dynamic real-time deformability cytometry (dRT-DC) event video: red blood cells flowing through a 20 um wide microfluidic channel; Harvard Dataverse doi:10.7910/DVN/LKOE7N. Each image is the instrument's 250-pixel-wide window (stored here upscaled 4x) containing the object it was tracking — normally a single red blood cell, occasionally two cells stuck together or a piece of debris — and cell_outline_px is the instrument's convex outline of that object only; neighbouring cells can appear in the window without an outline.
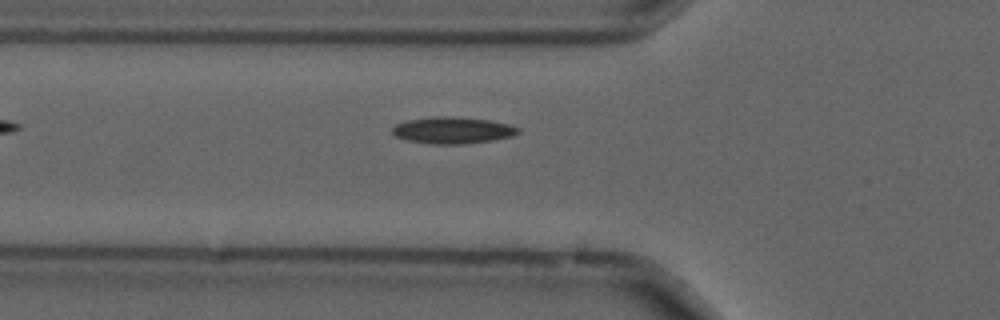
{"species": "common noctule bat (a hibernating species)", "species_latin": "Nyctalus noctula", "temperature_condition": "cold", "stored_images_in_passage": 39, "camera_frame_rate_fps": 3000, "um_per_image_px": 0.085, "animal": {"sex": "male", "forearm_length_mm": 52.5}, "frame": {"image": 1, "passage_image": 5, "time_ms": 1.333, "image_size_px": [1000, 320], "cell_outline_px": [[520, 132], [512, 136], [492, 140], [464, 144], [432, 144], [408, 140], [396, 136], [392, 132], [392, 128], [396, 124], [408, 120], [436, 116], [452, 116], [492, 120], [508, 124], [520, 128]], "centroid_in_image_um": [38.5, 11.07], "position_along_channel_um": 87.3, "area_um2": 19.54}}
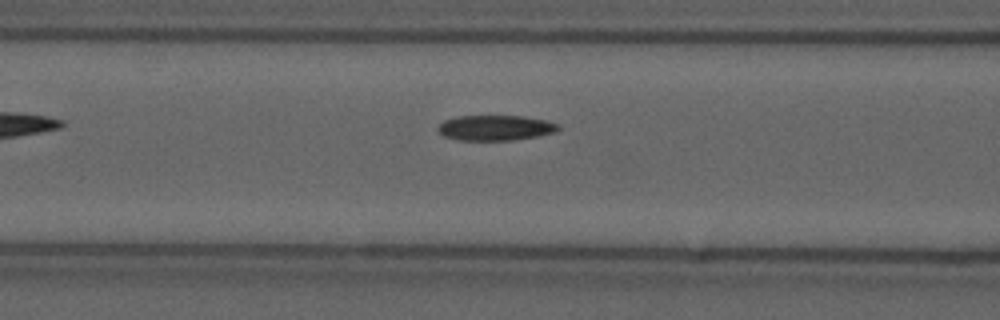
{"frame": {"image": 2, "passage_image": 8, "time_ms": 2.333, "image_size_px": [1000, 320], "cell_outline_px": [[560, 128], [556, 132], [536, 136], [512, 140], [456, 140], [444, 136], [436, 128], [444, 120], [456, 116], [524, 116], [548, 120], [560, 124]], "centroid_in_image_um": [42.13, 10.86], "position_along_channel_um": 124.5, "area_um2": 17.86}}
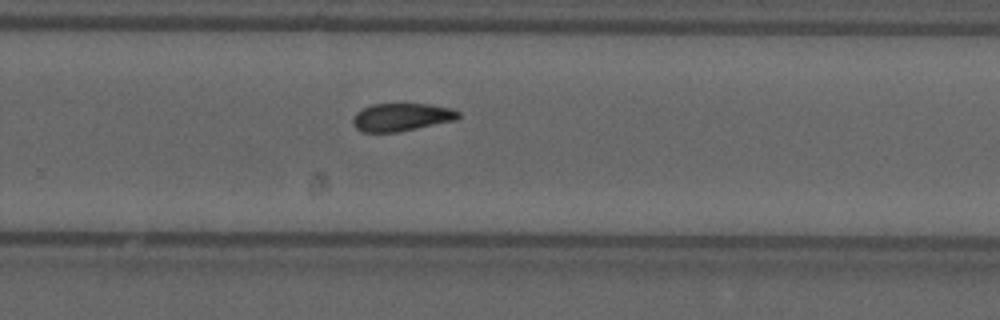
{"frame": {"image": 3, "passage_image": 22, "time_ms": 7.0, "image_size_px": [1000, 320], "cell_outline_px": [[460, 116], [456, 120], [396, 132], [364, 132], [356, 128], [352, 124], [352, 120], [356, 112], [372, 104], [428, 104], [448, 108], [460, 112]], "centroid_in_image_um": [34.1, 9.96], "position_along_channel_um": 295.7, "area_um2": 16.94}, "authors_computed_cell_mechanics": {"area_um2": 17.7446, "velocity_mm_per_s": 3.678, "shape_relaxation_time_tau1_ms": null, "shape_relaxation_time_tau2_ms": 4.9439, "deformation_change_tau1": null, "deformation_change_tau2": 0.1055}}